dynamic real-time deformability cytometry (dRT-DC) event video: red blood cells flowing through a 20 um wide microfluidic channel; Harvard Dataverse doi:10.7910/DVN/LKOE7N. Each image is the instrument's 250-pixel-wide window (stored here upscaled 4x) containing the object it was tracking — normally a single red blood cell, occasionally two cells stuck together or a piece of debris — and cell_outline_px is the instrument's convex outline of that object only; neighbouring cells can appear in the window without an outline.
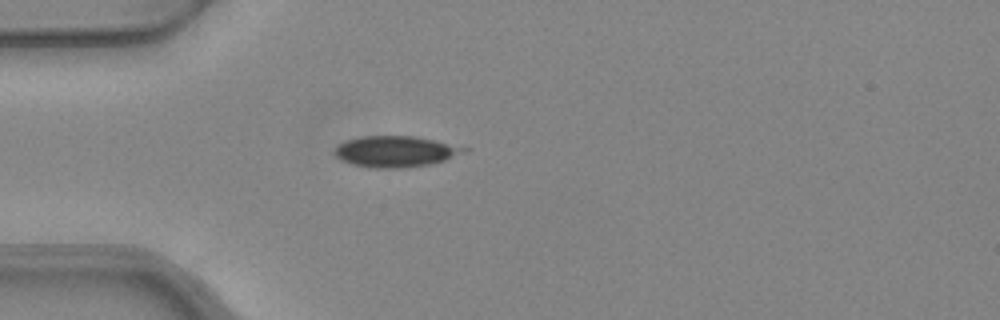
{"species": "common noctule bat (a hibernating species)", "species_latin": "Nyctalus noctula", "temperature_condition": "warm", "stored_images_in_passage": 3, "camera_frame_rate_fps": 3000, "um_per_image_px": 0.085, "animal": {"sex": "female", "body_mass_g": 24.6, "forearm_length_mm": 56.2}, "frame": {"image": 1, "passage_image": 1, "time_ms": 0.0, "image_size_px": [1000, 320], "cell_outline_px": [[468, 152], [432, 164], [404, 168], [372, 168], [352, 164], [340, 160], [332, 152], [336, 144], [344, 140], [360, 136], [412, 136], [432, 140], [468, 148]], "centroid_in_image_um": [33.55, 12.88], "position_along_channel_um": 51.5, "area_um2": 23.64}}